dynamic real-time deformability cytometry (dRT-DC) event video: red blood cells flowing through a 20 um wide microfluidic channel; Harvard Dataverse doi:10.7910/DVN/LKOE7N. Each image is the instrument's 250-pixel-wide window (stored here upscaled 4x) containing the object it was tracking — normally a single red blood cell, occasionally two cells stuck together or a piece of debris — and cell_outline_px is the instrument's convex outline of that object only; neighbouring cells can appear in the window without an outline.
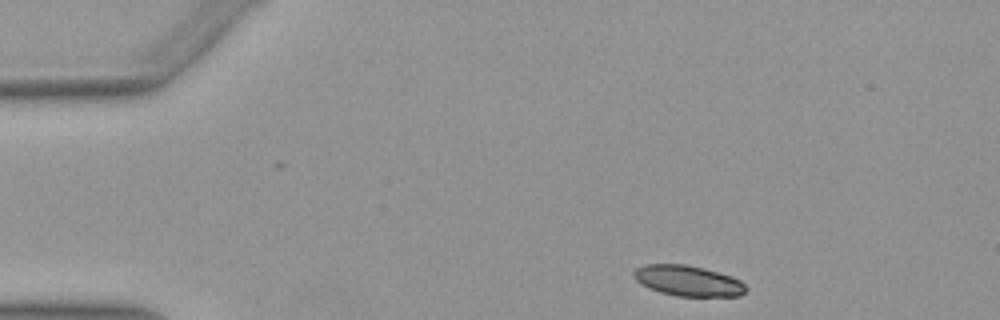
{"species": "Egyptian fruit bat (a non-hibernating species)", "species_latin": "Rousettus aegyptiacus", "temperature_condition": "warm", "stored_images_in_passage": 36, "camera_frame_rate_fps": 3000, "um_per_image_px": 0.085, "animal": {"sex": "female"}, "frame": {"image": 1, "passage_image": 1, "time_ms": 0.0, "image_size_px": [1000, 320], "cell_outline_px": [[748, 288], [740, 296], [676, 296], [660, 292], [648, 288], [640, 284], [632, 276], [632, 272], [636, 268], [644, 264], [684, 264], [704, 268], [732, 276], [740, 280]], "centroid_in_image_um": [58.45, 23.86], "position_along_channel_um": 26.5, "area_um2": 20.17}}
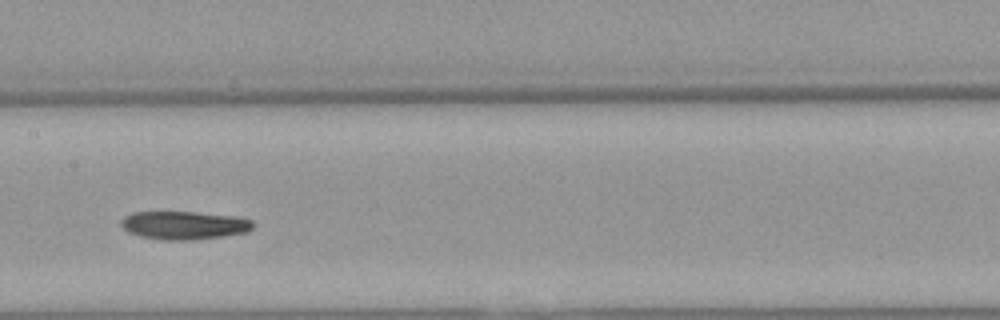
{"frame": {"image": 2, "passage_image": 19, "time_ms": 6.0, "image_size_px": [1000, 320], "cell_outline_px": [[256, 224], [248, 232], [192, 240], [160, 240], [140, 236], [128, 232], [120, 224], [120, 220], [124, 216], [132, 212], [196, 212], [232, 216], [252, 220]], "centroid_in_image_um": [15.62, 19.15], "position_along_channel_um": 191.8, "area_um2": 21.73}}
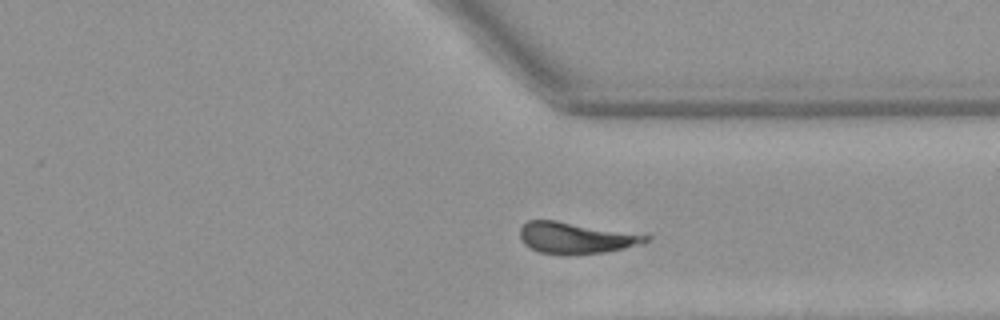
{"frame": {"image": 3, "passage_image": 32, "time_ms": 10.333, "image_size_px": [1000, 320], "cell_outline_px": [[652, 240], [644, 244], [604, 252], [576, 256], [564, 256], [540, 252], [528, 248], [524, 244], [520, 236], [520, 228], [528, 220], [556, 220], [648, 232], [652, 236]], "centroid_in_image_um": [49.12, 20.21], "position_along_channel_um": 362.3, "area_um2": 24.57}, "authors_computed_cell_mechanics": {"area_um2": 22.2819, "velocity_mm_per_s": 3.9323, "shape_relaxation_time_tau1_ms": 3.2057, "shape_relaxation_time_tau2_ms": null, "deformation_change_tau1": 0.1147, "deformation_change_tau2": null}}